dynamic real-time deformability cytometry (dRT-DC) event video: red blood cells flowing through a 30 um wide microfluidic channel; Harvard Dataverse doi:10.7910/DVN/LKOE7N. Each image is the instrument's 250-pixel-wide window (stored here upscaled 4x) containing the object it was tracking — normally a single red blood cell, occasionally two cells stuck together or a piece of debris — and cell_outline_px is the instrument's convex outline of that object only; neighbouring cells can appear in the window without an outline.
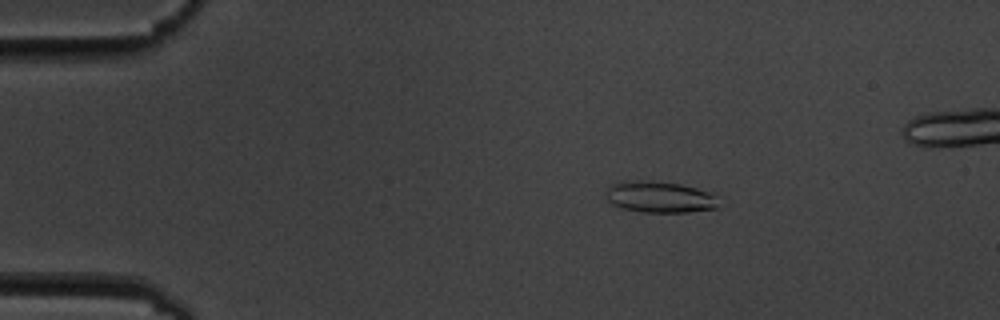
{"species": "common noctule bat (a hibernating species)", "species_latin": "Nyctalus noctula", "temperature_condition": "cold", "stored_images_in_passage": 5, "camera_frame_rate_fps": 3000, "um_per_image_px": 0.085, "animal": {"sex": "male", "body_mass_g": 19.5, "forearm_length_mm": 54.6}, "frame": {"image": 1, "passage_image": 2, "time_ms": 2.333, "image_size_px": [1000, 320], "cell_outline_px": [[716, 208], [688, 212], [640, 212], [620, 208], [612, 204], [604, 196], [604, 192], [612, 184], [640, 180], [680, 184], [696, 188], [708, 192], [716, 196]], "centroid_in_image_um": [56.01, 16.76], "position_along_channel_um": 29.0, "area_um2": 20.35}}